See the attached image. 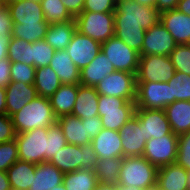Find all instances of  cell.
Masks as SVG:
<instances>
[{
	"label": "cell",
	"instance_id": "cell-54",
	"mask_svg": "<svg viewBox=\"0 0 190 190\" xmlns=\"http://www.w3.org/2000/svg\"><path fill=\"white\" fill-rule=\"evenodd\" d=\"M7 114L6 111V89L0 87V115Z\"/></svg>",
	"mask_w": 190,
	"mask_h": 190
},
{
	"label": "cell",
	"instance_id": "cell-28",
	"mask_svg": "<svg viewBox=\"0 0 190 190\" xmlns=\"http://www.w3.org/2000/svg\"><path fill=\"white\" fill-rule=\"evenodd\" d=\"M76 30L77 25L75 19L66 23L50 24L44 40L54 50H65Z\"/></svg>",
	"mask_w": 190,
	"mask_h": 190
},
{
	"label": "cell",
	"instance_id": "cell-40",
	"mask_svg": "<svg viewBox=\"0 0 190 190\" xmlns=\"http://www.w3.org/2000/svg\"><path fill=\"white\" fill-rule=\"evenodd\" d=\"M48 137V161L57 154L61 148L67 145L65 136L58 123L47 128Z\"/></svg>",
	"mask_w": 190,
	"mask_h": 190
},
{
	"label": "cell",
	"instance_id": "cell-60",
	"mask_svg": "<svg viewBox=\"0 0 190 190\" xmlns=\"http://www.w3.org/2000/svg\"><path fill=\"white\" fill-rule=\"evenodd\" d=\"M187 190H190V170L187 171Z\"/></svg>",
	"mask_w": 190,
	"mask_h": 190
},
{
	"label": "cell",
	"instance_id": "cell-5",
	"mask_svg": "<svg viewBox=\"0 0 190 190\" xmlns=\"http://www.w3.org/2000/svg\"><path fill=\"white\" fill-rule=\"evenodd\" d=\"M135 109V101L99 94L98 116L101 118L103 128L119 131L135 115Z\"/></svg>",
	"mask_w": 190,
	"mask_h": 190
},
{
	"label": "cell",
	"instance_id": "cell-55",
	"mask_svg": "<svg viewBox=\"0 0 190 190\" xmlns=\"http://www.w3.org/2000/svg\"><path fill=\"white\" fill-rule=\"evenodd\" d=\"M96 190H118V185L98 183Z\"/></svg>",
	"mask_w": 190,
	"mask_h": 190
},
{
	"label": "cell",
	"instance_id": "cell-4",
	"mask_svg": "<svg viewBox=\"0 0 190 190\" xmlns=\"http://www.w3.org/2000/svg\"><path fill=\"white\" fill-rule=\"evenodd\" d=\"M98 160L92 144L89 143L83 146L67 144L49 162L66 174L78 169L94 170Z\"/></svg>",
	"mask_w": 190,
	"mask_h": 190
},
{
	"label": "cell",
	"instance_id": "cell-12",
	"mask_svg": "<svg viewBox=\"0 0 190 190\" xmlns=\"http://www.w3.org/2000/svg\"><path fill=\"white\" fill-rule=\"evenodd\" d=\"M178 152V135H164L146 141L142 155L151 164L160 168L175 163Z\"/></svg>",
	"mask_w": 190,
	"mask_h": 190
},
{
	"label": "cell",
	"instance_id": "cell-10",
	"mask_svg": "<svg viewBox=\"0 0 190 190\" xmlns=\"http://www.w3.org/2000/svg\"><path fill=\"white\" fill-rule=\"evenodd\" d=\"M100 95L136 100V74L126 71H114L95 86Z\"/></svg>",
	"mask_w": 190,
	"mask_h": 190
},
{
	"label": "cell",
	"instance_id": "cell-51",
	"mask_svg": "<svg viewBox=\"0 0 190 190\" xmlns=\"http://www.w3.org/2000/svg\"><path fill=\"white\" fill-rule=\"evenodd\" d=\"M11 37L2 36L0 38V61L8 58L7 51Z\"/></svg>",
	"mask_w": 190,
	"mask_h": 190
},
{
	"label": "cell",
	"instance_id": "cell-11",
	"mask_svg": "<svg viewBox=\"0 0 190 190\" xmlns=\"http://www.w3.org/2000/svg\"><path fill=\"white\" fill-rule=\"evenodd\" d=\"M136 108L164 109L171 104L168 82H136Z\"/></svg>",
	"mask_w": 190,
	"mask_h": 190
},
{
	"label": "cell",
	"instance_id": "cell-49",
	"mask_svg": "<svg viewBox=\"0 0 190 190\" xmlns=\"http://www.w3.org/2000/svg\"><path fill=\"white\" fill-rule=\"evenodd\" d=\"M69 13L76 18L82 11L85 0H61Z\"/></svg>",
	"mask_w": 190,
	"mask_h": 190
},
{
	"label": "cell",
	"instance_id": "cell-47",
	"mask_svg": "<svg viewBox=\"0 0 190 190\" xmlns=\"http://www.w3.org/2000/svg\"><path fill=\"white\" fill-rule=\"evenodd\" d=\"M11 65L8 58L0 61V87L6 88L11 82Z\"/></svg>",
	"mask_w": 190,
	"mask_h": 190
},
{
	"label": "cell",
	"instance_id": "cell-37",
	"mask_svg": "<svg viewBox=\"0 0 190 190\" xmlns=\"http://www.w3.org/2000/svg\"><path fill=\"white\" fill-rule=\"evenodd\" d=\"M31 49L32 43L11 37L7 51L8 59L11 63H26L31 66Z\"/></svg>",
	"mask_w": 190,
	"mask_h": 190
},
{
	"label": "cell",
	"instance_id": "cell-25",
	"mask_svg": "<svg viewBox=\"0 0 190 190\" xmlns=\"http://www.w3.org/2000/svg\"><path fill=\"white\" fill-rule=\"evenodd\" d=\"M49 66L57 74L62 84L80 83L81 71L65 50H55Z\"/></svg>",
	"mask_w": 190,
	"mask_h": 190
},
{
	"label": "cell",
	"instance_id": "cell-13",
	"mask_svg": "<svg viewBox=\"0 0 190 190\" xmlns=\"http://www.w3.org/2000/svg\"><path fill=\"white\" fill-rule=\"evenodd\" d=\"M177 43L167 29L159 21L145 31L144 42L140 56L159 55L169 56Z\"/></svg>",
	"mask_w": 190,
	"mask_h": 190
},
{
	"label": "cell",
	"instance_id": "cell-27",
	"mask_svg": "<svg viewBox=\"0 0 190 190\" xmlns=\"http://www.w3.org/2000/svg\"><path fill=\"white\" fill-rule=\"evenodd\" d=\"M64 173L49 161L36 164L35 175L29 190H51L63 183Z\"/></svg>",
	"mask_w": 190,
	"mask_h": 190
},
{
	"label": "cell",
	"instance_id": "cell-50",
	"mask_svg": "<svg viewBox=\"0 0 190 190\" xmlns=\"http://www.w3.org/2000/svg\"><path fill=\"white\" fill-rule=\"evenodd\" d=\"M179 0H157L156 1V9L159 13L176 9L177 3Z\"/></svg>",
	"mask_w": 190,
	"mask_h": 190
},
{
	"label": "cell",
	"instance_id": "cell-46",
	"mask_svg": "<svg viewBox=\"0 0 190 190\" xmlns=\"http://www.w3.org/2000/svg\"><path fill=\"white\" fill-rule=\"evenodd\" d=\"M14 23L6 6L0 8V38L2 36L12 37Z\"/></svg>",
	"mask_w": 190,
	"mask_h": 190
},
{
	"label": "cell",
	"instance_id": "cell-57",
	"mask_svg": "<svg viewBox=\"0 0 190 190\" xmlns=\"http://www.w3.org/2000/svg\"><path fill=\"white\" fill-rule=\"evenodd\" d=\"M118 190H144L140 187H131V186H121L118 185Z\"/></svg>",
	"mask_w": 190,
	"mask_h": 190
},
{
	"label": "cell",
	"instance_id": "cell-1",
	"mask_svg": "<svg viewBox=\"0 0 190 190\" xmlns=\"http://www.w3.org/2000/svg\"><path fill=\"white\" fill-rule=\"evenodd\" d=\"M159 15L154 7L133 0H116L114 35L140 55L145 31L159 22Z\"/></svg>",
	"mask_w": 190,
	"mask_h": 190
},
{
	"label": "cell",
	"instance_id": "cell-16",
	"mask_svg": "<svg viewBox=\"0 0 190 190\" xmlns=\"http://www.w3.org/2000/svg\"><path fill=\"white\" fill-rule=\"evenodd\" d=\"M135 115L143 123L146 141L151 138H161L164 135H175L172 132L164 109L136 108Z\"/></svg>",
	"mask_w": 190,
	"mask_h": 190
},
{
	"label": "cell",
	"instance_id": "cell-45",
	"mask_svg": "<svg viewBox=\"0 0 190 190\" xmlns=\"http://www.w3.org/2000/svg\"><path fill=\"white\" fill-rule=\"evenodd\" d=\"M16 138V131L11 117L7 114L0 115V143L11 141Z\"/></svg>",
	"mask_w": 190,
	"mask_h": 190
},
{
	"label": "cell",
	"instance_id": "cell-15",
	"mask_svg": "<svg viewBox=\"0 0 190 190\" xmlns=\"http://www.w3.org/2000/svg\"><path fill=\"white\" fill-rule=\"evenodd\" d=\"M123 157L142 156L146 144L143 123L133 115L119 130Z\"/></svg>",
	"mask_w": 190,
	"mask_h": 190
},
{
	"label": "cell",
	"instance_id": "cell-21",
	"mask_svg": "<svg viewBox=\"0 0 190 190\" xmlns=\"http://www.w3.org/2000/svg\"><path fill=\"white\" fill-rule=\"evenodd\" d=\"M98 99L95 87L77 84V97L71 114L82 120L98 116Z\"/></svg>",
	"mask_w": 190,
	"mask_h": 190
},
{
	"label": "cell",
	"instance_id": "cell-42",
	"mask_svg": "<svg viewBox=\"0 0 190 190\" xmlns=\"http://www.w3.org/2000/svg\"><path fill=\"white\" fill-rule=\"evenodd\" d=\"M34 66L26 63L14 62L11 65V82H23L26 84H34L35 81Z\"/></svg>",
	"mask_w": 190,
	"mask_h": 190
},
{
	"label": "cell",
	"instance_id": "cell-43",
	"mask_svg": "<svg viewBox=\"0 0 190 190\" xmlns=\"http://www.w3.org/2000/svg\"><path fill=\"white\" fill-rule=\"evenodd\" d=\"M176 164L190 170V132L178 136Z\"/></svg>",
	"mask_w": 190,
	"mask_h": 190
},
{
	"label": "cell",
	"instance_id": "cell-14",
	"mask_svg": "<svg viewBox=\"0 0 190 190\" xmlns=\"http://www.w3.org/2000/svg\"><path fill=\"white\" fill-rule=\"evenodd\" d=\"M65 51L81 71L84 67L89 65L101 51V43L76 30Z\"/></svg>",
	"mask_w": 190,
	"mask_h": 190
},
{
	"label": "cell",
	"instance_id": "cell-59",
	"mask_svg": "<svg viewBox=\"0 0 190 190\" xmlns=\"http://www.w3.org/2000/svg\"><path fill=\"white\" fill-rule=\"evenodd\" d=\"M51 190H66L64 183L55 186L54 188H52Z\"/></svg>",
	"mask_w": 190,
	"mask_h": 190
},
{
	"label": "cell",
	"instance_id": "cell-58",
	"mask_svg": "<svg viewBox=\"0 0 190 190\" xmlns=\"http://www.w3.org/2000/svg\"><path fill=\"white\" fill-rule=\"evenodd\" d=\"M19 1H23V0H1L2 6H8L11 5L13 3L19 2Z\"/></svg>",
	"mask_w": 190,
	"mask_h": 190
},
{
	"label": "cell",
	"instance_id": "cell-32",
	"mask_svg": "<svg viewBox=\"0 0 190 190\" xmlns=\"http://www.w3.org/2000/svg\"><path fill=\"white\" fill-rule=\"evenodd\" d=\"M63 183L66 190H96L99 182L94 170L78 169L64 174Z\"/></svg>",
	"mask_w": 190,
	"mask_h": 190
},
{
	"label": "cell",
	"instance_id": "cell-33",
	"mask_svg": "<svg viewBox=\"0 0 190 190\" xmlns=\"http://www.w3.org/2000/svg\"><path fill=\"white\" fill-rule=\"evenodd\" d=\"M122 158L100 159L94 168L99 183L117 185Z\"/></svg>",
	"mask_w": 190,
	"mask_h": 190
},
{
	"label": "cell",
	"instance_id": "cell-44",
	"mask_svg": "<svg viewBox=\"0 0 190 190\" xmlns=\"http://www.w3.org/2000/svg\"><path fill=\"white\" fill-rule=\"evenodd\" d=\"M116 0H85L83 11L95 13H114Z\"/></svg>",
	"mask_w": 190,
	"mask_h": 190
},
{
	"label": "cell",
	"instance_id": "cell-23",
	"mask_svg": "<svg viewBox=\"0 0 190 190\" xmlns=\"http://www.w3.org/2000/svg\"><path fill=\"white\" fill-rule=\"evenodd\" d=\"M116 71L105 54L100 51L89 65L84 67L80 73V83L84 86L95 87L110 73Z\"/></svg>",
	"mask_w": 190,
	"mask_h": 190
},
{
	"label": "cell",
	"instance_id": "cell-19",
	"mask_svg": "<svg viewBox=\"0 0 190 190\" xmlns=\"http://www.w3.org/2000/svg\"><path fill=\"white\" fill-rule=\"evenodd\" d=\"M6 89V111L8 116H12L37 96L34 84L23 82H10Z\"/></svg>",
	"mask_w": 190,
	"mask_h": 190
},
{
	"label": "cell",
	"instance_id": "cell-17",
	"mask_svg": "<svg viewBox=\"0 0 190 190\" xmlns=\"http://www.w3.org/2000/svg\"><path fill=\"white\" fill-rule=\"evenodd\" d=\"M159 21L177 44H190V16L172 9L161 12Z\"/></svg>",
	"mask_w": 190,
	"mask_h": 190
},
{
	"label": "cell",
	"instance_id": "cell-9",
	"mask_svg": "<svg viewBox=\"0 0 190 190\" xmlns=\"http://www.w3.org/2000/svg\"><path fill=\"white\" fill-rule=\"evenodd\" d=\"M175 74L169 56L146 55L139 57L136 82H167Z\"/></svg>",
	"mask_w": 190,
	"mask_h": 190
},
{
	"label": "cell",
	"instance_id": "cell-7",
	"mask_svg": "<svg viewBox=\"0 0 190 190\" xmlns=\"http://www.w3.org/2000/svg\"><path fill=\"white\" fill-rule=\"evenodd\" d=\"M75 21L77 31L101 44L114 36V13L82 11Z\"/></svg>",
	"mask_w": 190,
	"mask_h": 190
},
{
	"label": "cell",
	"instance_id": "cell-36",
	"mask_svg": "<svg viewBox=\"0 0 190 190\" xmlns=\"http://www.w3.org/2000/svg\"><path fill=\"white\" fill-rule=\"evenodd\" d=\"M167 82L170 85L171 104L174 101H190V75L175 71Z\"/></svg>",
	"mask_w": 190,
	"mask_h": 190
},
{
	"label": "cell",
	"instance_id": "cell-24",
	"mask_svg": "<svg viewBox=\"0 0 190 190\" xmlns=\"http://www.w3.org/2000/svg\"><path fill=\"white\" fill-rule=\"evenodd\" d=\"M187 170L172 163L158 168L157 185L159 190H187Z\"/></svg>",
	"mask_w": 190,
	"mask_h": 190
},
{
	"label": "cell",
	"instance_id": "cell-39",
	"mask_svg": "<svg viewBox=\"0 0 190 190\" xmlns=\"http://www.w3.org/2000/svg\"><path fill=\"white\" fill-rule=\"evenodd\" d=\"M169 57L175 71L190 75V44H177Z\"/></svg>",
	"mask_w": 190,
	"mask_h": 190
},
{
	"label": "cell",
	"instance_id": "cell-56",
	"mask_svg": "<svg viewBox=\"0 0 190 190\" xmlns=\"http://www.w3.org/2000/svg\"><path fill=\"white\" fill-rule=\"evenodd\" d=\"M133 1L138 2L140 5H146V6L156 8V1L157 0H133Z\"/></svg>",
	"mask_w": 190,
	"mask_h": 190
},
{
	"label": "cell",
	"instance_id": "cell-18",
	"mask_svg": "<svg viewBox=\"0 0 190 190\" xmlns=\"http://www.w3.org/2000/svg\"><path fill=\"white\" fill-rule=\"evenodd\" d=\"M91 144L99 160L115 157L123 158V148L119 131L102 128L92 139Z\"/></svg>",
	"mask_w": 190,
	"mask_h": 190
},
{
	"label": "cell",
	"instance_id": "cell-3",
	"mask_svg": "<svg viewBox=\"0 0 190 190\" xmlns=\"http://www.w3.org/2000/svg\"><path fill=\"white\" fill-rule=\"evenodd\" d=\"M158 168L143 156L123 157L118 184L153 190L157 185Z\"/></svg>",
	"mask_w": 190,
	"mask_h": 190
},
{
	"label": "cell",
	"instance_id": "cell-22",
	"mask_svg": "<svg viewBox=\"0 0 190 190\" xmlns=\"http://www.w3.org/2000/svg\"><path fill=\"white\" fill-rule=\"evenodd\" d=\"M57 123L62 129L67 144L83 146L91 143L89 134H87L86 119L82 120L70 114L57 118Z\"/></svg>",
	"mask_w": 190,
	"mask_h": 190
},
{
	"label": "cell",
	"instance_id": "cell-61",
	"mask_svg": "<svg viewBox=\"0 0 190 190\" xmlns=\"http://www.w3.org/2000/svg\"><path fill=\"white\" fill-rule=\"evenodd\" d=\"M32 1H36V2H39V3H41V1H42V0H32Z\"/></svg>",
	"mask_w": 190,
	"mask_h": 190
},
{
	"label": "cell",
	"instance_id": "cell-35",
	"mask_svg": "<svg viewBox=\"0 0 190 190\" xmlns=\"http://www.w3.org/2000/svg\"><path fill=\"white\" fill-rule=\"evenodd\" d=\"M49 24L47 21L41 24H14L12 37L20 38L29 43L37 40H44Z\"/></svg>",
	"mask_w": 190,
	"mask_h": 190
},
{
	"label": "cell",
	"instance_id": "cell-52",
	"mask_svg": "<svg viewBox=\"0 0 190 190\" xmlns=\"http://www.w3.org/2000/svg\"><path fill=\"white\" fill-rule=\"evenodd\" d=\"M0 190H12L7 172L0 170Z\"/></svg>",
	"mask_w": 190,
	"mask_h": 190
},
{
	"label": "cell",
	"instance_id": "cell-20",
	"mask_svg": "<svg viewBox=\"0 0 190 190\" xmlns=\"http://www.w3.org/2000/svg\"><path fill=\"white\" fill-rule=\"evenodd\" d=\"M14 24H41L45 21L42 5L23 0L7 6Z\"/></svg>",
	"mask_w": 190,
	"mask_h": 190
},
{
	"label": "cell",
	"instance_id": "cell-6",
	"mask_svg": "<svg viewBox=\"0 0 190 190\" xmlns=\"http://www.w3.org/2000/svg\"><path fill=\"white\" fill-rule=\"evenodd\" d=\"M19 160L40 164L48 161L47 128L16 134Z\"/></svg>",
	"mask_w": 190,
	"mask_h": 190
},
{
	"label": "cell",
	"instance_id": "cell-34",
	"mask_svg": "<svg viewBox=\"0 0 190 190\" xmlns=\"http://www.w3.org/2000/svg\"><path fill=\"white\" fill-rule=\"evenodd\" d=\"M41 5L45 21H47L49 25L66 23L75 19L61 0H42Z\"/></svg>",
	"mask_w": 190,
	"mask_h": 190
},
{
	"label": "cell",
	"instance_id": "cell-30",
	"mask_svg": "<svg viewBox=\"0 0 190 190\" xmlns=\"http://www.w3.org/2000/svg\"><path fill=\"white\" fill-rule=\"evenodd\" d=\"M77 97V84H62L49 98L57 118L72 113Z\"/></svg>",
	"mask_w": 190,
	"mask_h": 190
},
{
	"label": "cell",
	"instance_id": "cell-2",
	"mask_svg": "<svg viewBox=\"0 0 190 190\" xmlns=\"http://www.w3.org/2000/svg\"><path fill=\"white\" fill-rule=\"evenodd\" d=\"M11 120L16 134L37 128H48L57 123L50 99L38 95L14 113Z\"/></svg>",
	"mask_w": 190,
	"mask_h": 190
},
{
	"label": "cell",
	"instance_id": "cell-29",
	"mask_svg": "<svg viewBox=\"0 0 190 190\" xmlns=\"http://www.w3.org/2000/svg\"><path fill=\"white\" fill-rule=\"evenodd\" d=\"M36 164L18 160L12 164L7 175L12 190H29L35 175Z\"/></svg>",
	"mask_w": 190,
	"mask_h": 190
},
{
	"label": "cell",
	"instance_id": "cell-31",
	"mask_svg": "<svg viewBox=\"0 0 190 190\" xmlns=\"http://www.w3.org/2000/svg\"><path fill=\"white\" fill-rule=\"evenodd\" d=\"M61 85L59 77L49 65L36 68L34 87L38 96L50 98Z\"/></svg>",
	"mask_w": 190,
	"mask_h": 190
},
{
	"label": "cell",
	"instance_id": "cell-26",
	"mask_svg": "<svg viewBox=\"0 0 190 190\" xmlns=\"http://www.w3.org/2000/svg\"><path fill=\"white\" fill-rule=\"evenodd\" d=\"M164 110L175 135L179 136L190 132V101H174Z\"/></svg>",
	"mask_w": 190,
	"mask_h": 190
},
{
	"label": "cell",
	"instance_id": "cell-41",
	"mask_svg": "<svg viewBox=\"0 0 190 190\" xmlns=\"http://www.w3.org/2000/svg\"><path fill=\"white\" fill-rule=\"evenodd\" d=\"M19 160L18 147L15 139L0 143V170L7 172L8 168Z\"/></svg>",
	"mask_w": 190,
	"mask_h": 190
},
{
	"label": "cell",
	"instance_id": "cell-38",
	"mask_svg": "<svg viewBox=\"0 0 190 190\" xmlns=\"http://www.w3.org/2000/svg\"><path fill=\"white\" fill-rule=\"evenodd\" d=\"M55 50L45 41L37 40L32 43L31 66L45 67L50 64Z\"/></svg>",
	"mask_w": 190,
	"mask_h": 190
},
{
	"label": "cell",
	"instance_id": "cell-48",
	"mask_svg": "<svg viewBox=\"0 0 190 190\" xmlns=\"http://www.w3.org/2000/svg\"><path fill=\"white\" fill-rule=\"evenodd\" d=\"M103 125L99 116H93L90 119H86L87 134H89L90 140L102 130Z\"/></svg>",
	"mask_w": 190,
	"mask_h": 190
},
{
	"label": "cell",
	"instance_id": "cell-8",
	"mask_svg": "<svg viewBox=\"0 0 190 190\" xmlns=\"http://www.w3.org/2000/svg\"><path fill=\"white\" fill-rule=\"evenodd\" d=\"M101 51L112 63L116 71L137 73L139 65V53L115 35L101 44Z\"/></svg>",
	"mask_w": 190,
	"mask_h": 190
},
{
	"label": "cell",
	"instance_id": "cell-53",
	"mask_svg": "<svg viewBox=\"0 0 190 190\" xmlns=\"http://www.w3.org/2000/svg\"><path fill=\"white\" fill-rule=\"evenodd\" d=\"M176 9L183 14L190 16V0H179Z\"/></svg>",
	"mask_w": 190,
	"mask_h": 190
}]
</instances>
